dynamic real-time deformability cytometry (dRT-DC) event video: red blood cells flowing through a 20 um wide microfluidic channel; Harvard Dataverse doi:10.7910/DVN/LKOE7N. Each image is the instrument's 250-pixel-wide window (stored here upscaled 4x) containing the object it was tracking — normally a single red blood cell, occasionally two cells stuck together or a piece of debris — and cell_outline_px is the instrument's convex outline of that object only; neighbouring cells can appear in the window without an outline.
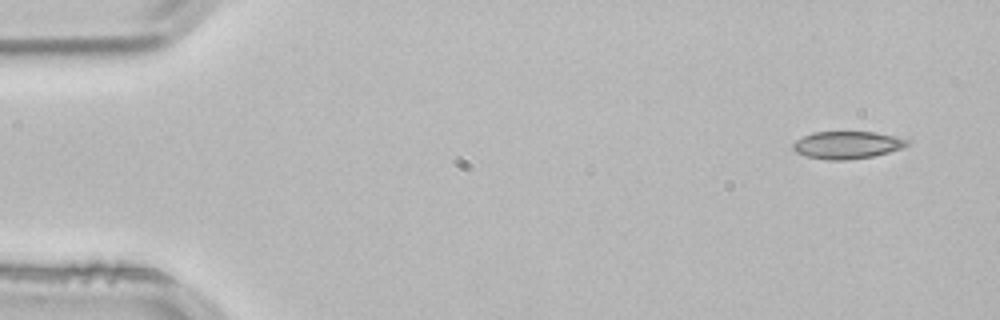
{"species": "common noctule bat (a hibernating species)", "species_latin": "Nyctalus noctula", "temperature_condition": "room temperature", "stored_images_in_passage": 50, "camera_frame_rate_fps": 3000, "um_per_image_px": 0.085, "animal": {"sex": "male", "body_mass_g": 21.5, "forearm_length_mm": 52.0}, "frame": {"image": 1, "passage_image": 1, "time_ms": 0.0, "image_size_px": [1000, 320], "cell_outline_px": [[912, 140], [904, 148], [872, 156], [844, 160], [828, 160], [808, 156], [796, 152], [792, 148], [792, 144], [796, 140], [812, 132], [876, 132]], "centroid_in_image_um": [72.03, 12.31], "position_along_channel_um": 13.0, "area_um2": 18.21}}
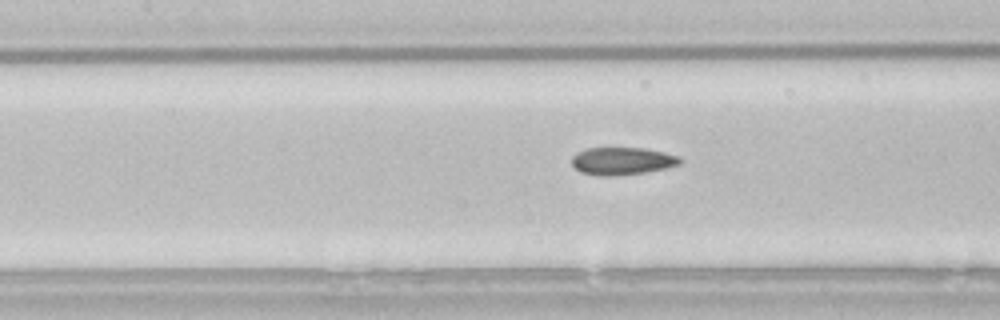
{"frame": {"image": 2, "passage_image": 21, "time_ms": 6.667, "image_size_px": [1000, 320], "cell_outline_px": [[684, 160], [680, 164], [664, 168], [644, 172], [608, 176], [600, 176], [580, 172], [572, 164], [572, 156], [576, 152], [584, 148], [644, 148], [664, 152], [676, 156]], "centroid_in_image_um": [52.85, 13.67], "position_along_channel_um": 154.6, "area_um2": 17.28}}
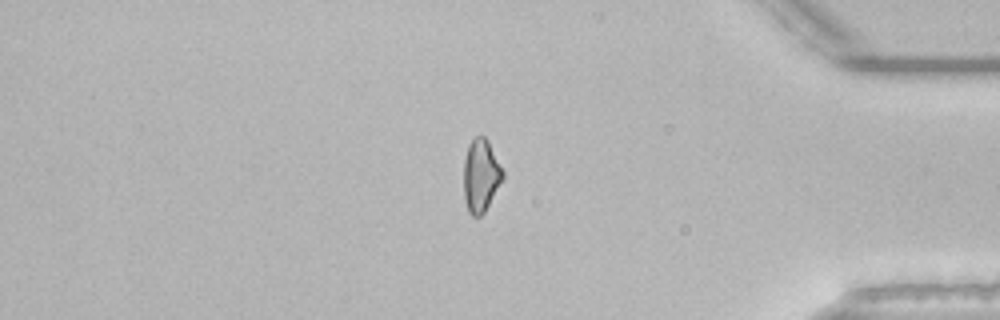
{"frame": {"image": 3, "passage_image": 42, "time_ms": 13.667, "image_size_px": [1000, 320], "cell_outline_px": [[504, 180], [484, 212], [480, 216], [472, 216], [468, 212], [464, 200], [464, 160], [468, 144], [476, 136], [484, 136], [488, 140], [504, 172]], "centroid_in_image_um": [40.88, 14.93], "position_along_channel_um": 394.3, "area_um2": 16.76}, "authors_computed_cell_mechanics": {"area_um2": 17.3689, "velocity_mm_per_s": 3.8525, "shape_relaxation_time_tau1_ms": 8.4303, "shape_relaxation_time_tau2_ms": 2.2764, "deformation_change_tau1": 0.1634, "deformation_change_tau2": 0.0991}}